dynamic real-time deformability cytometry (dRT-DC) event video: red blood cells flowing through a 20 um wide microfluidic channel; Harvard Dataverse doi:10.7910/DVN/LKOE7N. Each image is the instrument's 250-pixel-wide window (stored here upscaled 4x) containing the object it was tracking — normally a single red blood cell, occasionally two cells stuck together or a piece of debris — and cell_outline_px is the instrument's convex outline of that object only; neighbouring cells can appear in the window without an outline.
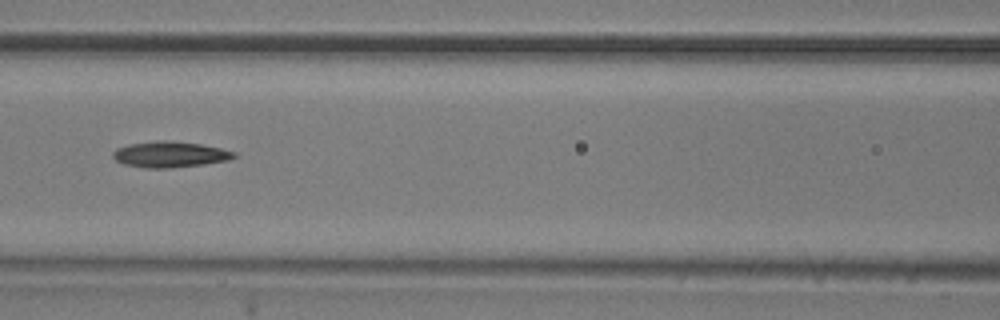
{"species": "common noctule bat (a hibernating species)", "species_latin": "Nyctalus noctula", "temperature_condition": "room temperature", "stored_images_in_passage": 11, "camera_frame_rate_fps": 3000, "um_per_image_px": 0.085, "animal": {"sex": "male", "body_mass_g": 20.5, "forearm_length_mm": 52.5}, "frame": {"image": 1, "passage_image": 7, "time_ms": 2.0, "image_size_px": [1000, 320], "cell_outline_px": [[236, 156], [228, 160], [204, 164], [168, 168], [148, 168], [124, 164], [116, 160], [112, 156], [112, 152], [116, 148], [128, 144], [160, 140], [172, 140], [200, 144], [220, 148], [236, 152]], "centroid_in_image_um": [14.43, 13.11], "position_along_channel_um": 152.2, "area_um2": 18.26}}
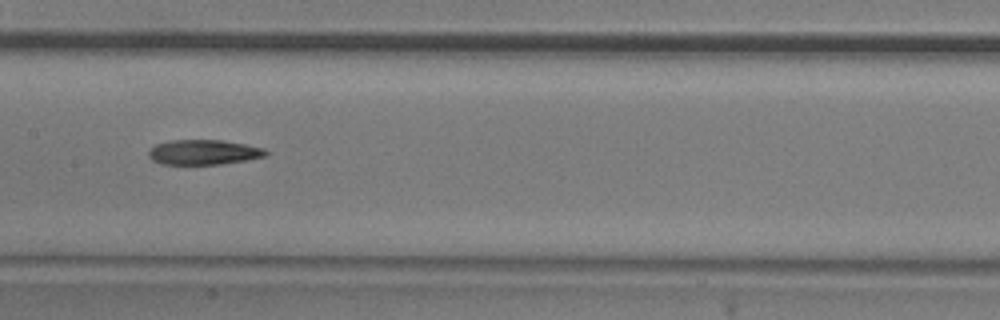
{"frame": {"image": 2, "passage_image": 8, "time_ms": 2.333, "image_size_px": [1000, 320], "cell_outline_px": [[268, 156], [248, 160], [220, 164], [160, 164], [152, 160], [148, 156], [148, 152], [156, 144], [168, 140], [224, 140], [264, 148], [268, 152]], "centroid_in_image_um": [17.32, 12.94], "position_along_channel_um": 190.1, "area_um2": 17.17}}
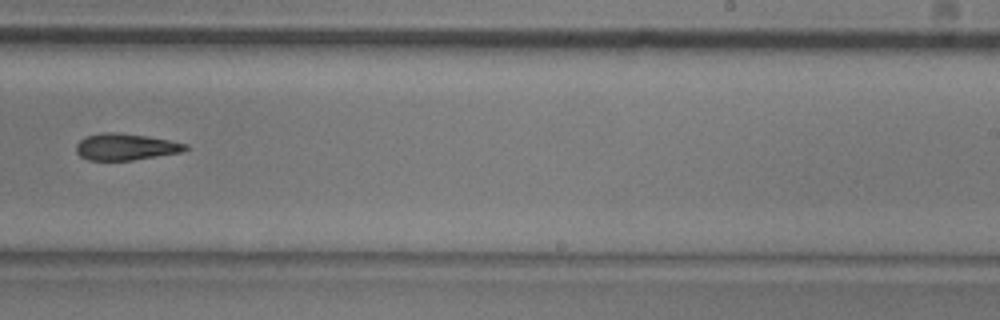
{"frame": {"image": 3, "passage_image": 10, "time_ms": 3.0, "image_size_px": [1000, 320], "cell_outline_px": [[188, 148], [184, 152], [132, 160], [88, 160], [80, 156], [76, 152], [76, 144], [84, 136], [100, 132], [116, 132], [144, 136], [168, 140], [188, 144]], "centroid_in_image_um": [10.65, 12.48], "position_along_channel_um": 278.3, "area_um2": 16.99}}